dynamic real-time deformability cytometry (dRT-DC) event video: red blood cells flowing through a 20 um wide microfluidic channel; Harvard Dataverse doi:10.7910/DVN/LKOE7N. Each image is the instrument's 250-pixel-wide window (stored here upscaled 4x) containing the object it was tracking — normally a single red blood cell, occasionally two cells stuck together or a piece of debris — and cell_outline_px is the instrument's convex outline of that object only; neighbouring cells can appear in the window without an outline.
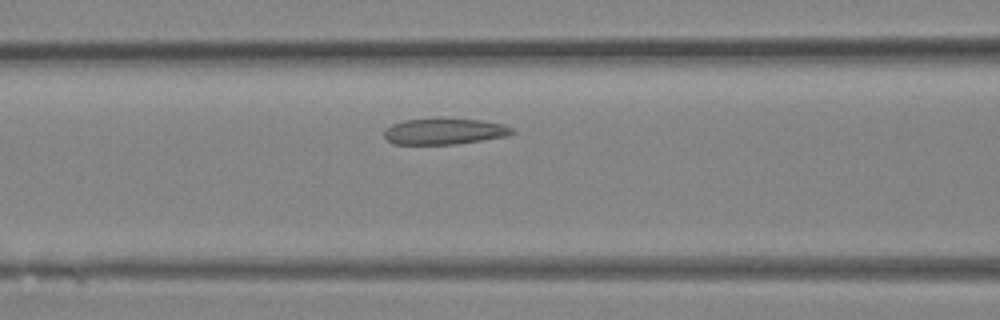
{"species": "Egyptian fruit bat (a non-hibernating species)", "species_latin": "Rousettus aegyptiacus", "temperature_condition": "room temperature", "stored_images_in_passage": 25, "camera_frame_rate_fps": 3000, "um_per_image_px": 0.085, "animal": {"sex": "female"}, "frame": {"image": 1, "passage_image": 5, "time_ms": 1.333, "image_size_px": [1000, 320], "cell_outline_px": [[516, 132], [504, 136], [456, 144], [392, 144], [384, 136], [384, 132], [392, 124], [404, 120], [480, 120], [504, 124], [512, 128]], "centroid_in_image_um": [37.77, 11.19], "position_along_channel_um": 128.8, "area_um2": 18.79}}
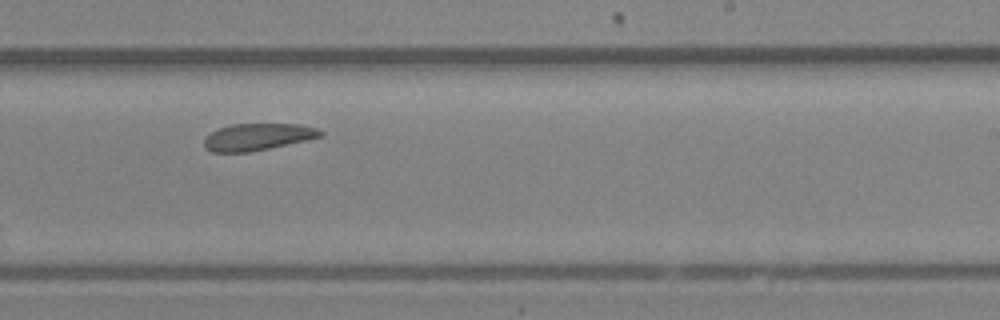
{"frame": {"image": 2, "passage_image": 12, "time_ms": 3.667, "image_size_px": [1000, 320], "cell_outline_px": [[324, 136], [308, 140], [248, 152], [212, 152], [204, 148], [204, 136], [216, 128], [232, 124], [296, 124], [316, 128], [324, 132]], "centroid_in_image_um": [21.86, 11.63], "position_along_channel_um": 267.1, "area_um2": 18.38}}
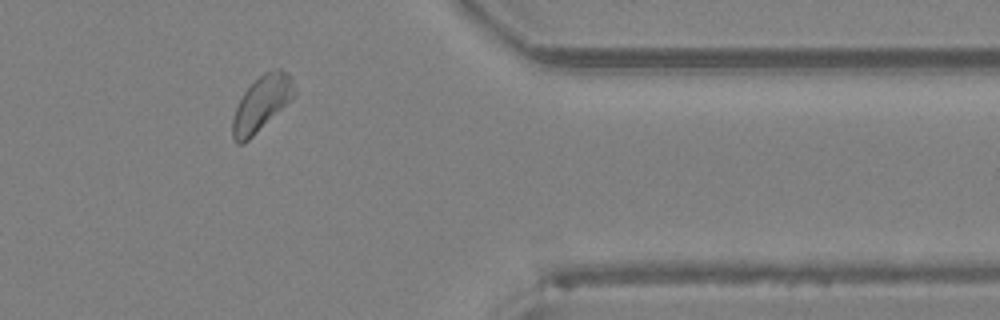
{"frame": {"image": 3, "passage_image": 19, "time_ms": 6.0, "image_size_px": [1000, 320], "cell_outline_px": [[296, 92], [244, 144], [236, 144], [232, 136], [232, 120], [236, 108], [244, 92], [264, 72], [280, 68], [288, 72], [292, 76]], "centroid_in_image_um": [22.21, 8.77], "position_along_channel_um": 389.2, "area_um2": 19.07}}